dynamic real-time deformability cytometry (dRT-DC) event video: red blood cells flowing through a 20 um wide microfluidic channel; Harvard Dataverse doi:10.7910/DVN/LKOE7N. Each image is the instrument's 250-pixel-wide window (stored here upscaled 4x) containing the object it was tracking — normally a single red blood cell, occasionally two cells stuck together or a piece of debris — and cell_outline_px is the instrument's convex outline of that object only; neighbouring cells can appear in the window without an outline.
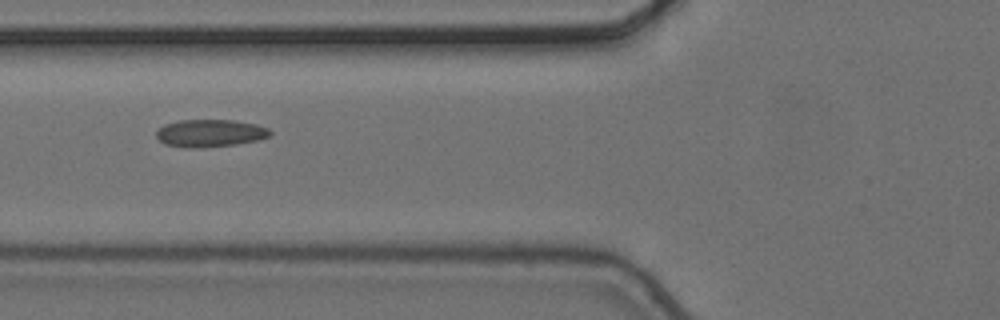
{"species": "common noctule bat (a hibernating species)", "species_latin": "Nyctalus noctula", "temperature_condition": "cold", "stored_images_in_passage": 6, "camera_frame_rate_fps": 3000, "um_per_image_px": 0.085, "animal": {"sex": "female", "body_mass_g": 24.6, "forearm_length_mm": 56.2}, "frame": {"image": 1, "passage_image": 2, "time_ms": 0.333, "image_size_px": [1000, 320], "cell_outline_px": [[272, 136], [256, 140], [236, 144], [196, 148], [184, 148], [164, 144], [156, 136], [156, 132], [164, 124], [180, 120], [232, 120], [256, 124], [268, 128], [272, 132]], "centroid_in_image_um": [17.85, 11.32], "position_along_channel_um": 107.9, "area_um2": 18.26}}
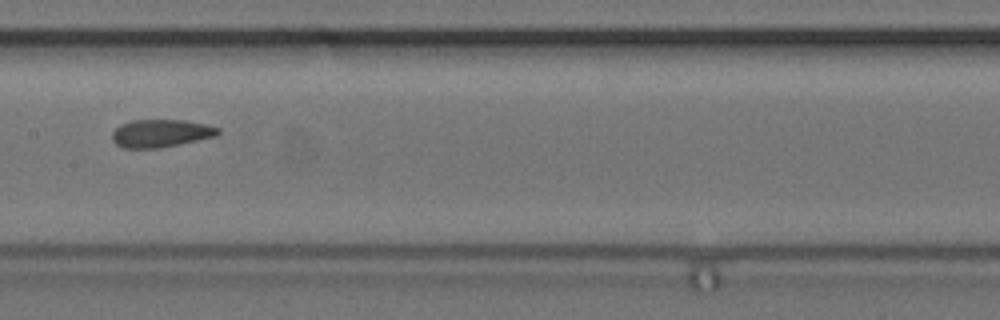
{"frame": {"image": 2, "passage_image": 4, "time_ms": 1.0, "image_size_px": [1000, 320], "cell_outline_px": [[220, 132], [216, 136], [160, 148], [124, 148], [116, 144], [112, 140], [112, 132], [120, 124], [132, 120], [184, 120], [204, 124], [220, 128]], "centroid_in_image_um": [13.65, 11.33], "position_along_channel_um": 193.8, "area_um2": 17.11}}
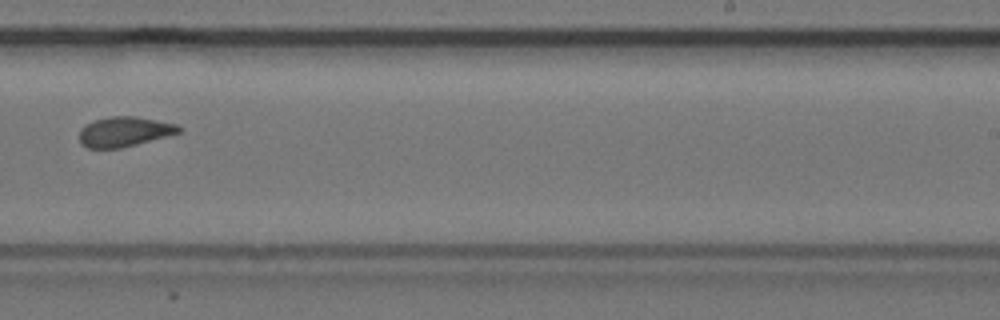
{"frame": {"image": 3, "passage_image": 6, "time_ms": 1.667, "image_size_px": [1000, 320], "cell_outline_px": [[184, 128], [180, 132], [136, 144], [120, 148], [88, 148], [80, 144], [80, 128], [96, 120], [108, 116], [136, 116], [176, 124]], "centroid_in_image_um": [10.56, 11.19], "position_along_channel_um": 278.4, "area_um2": 17.17}}